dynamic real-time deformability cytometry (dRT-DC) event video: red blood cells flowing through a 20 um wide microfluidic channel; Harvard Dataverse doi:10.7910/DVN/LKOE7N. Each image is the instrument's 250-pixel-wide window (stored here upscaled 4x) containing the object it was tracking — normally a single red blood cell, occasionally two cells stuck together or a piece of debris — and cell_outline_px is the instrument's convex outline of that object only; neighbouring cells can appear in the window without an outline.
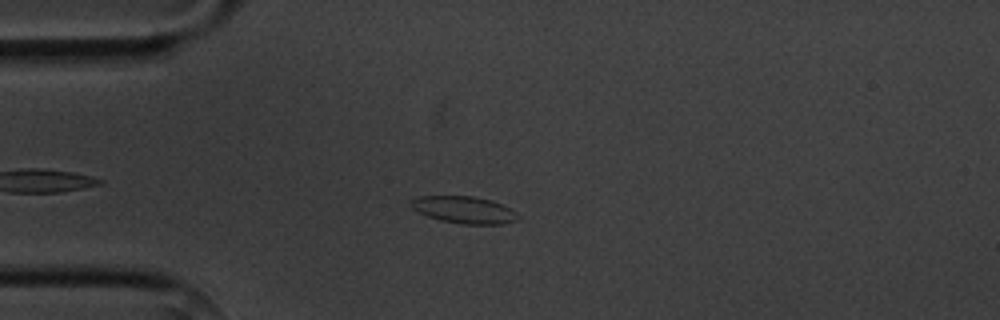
{"species": "common noctule bat (a hibernating species)", "species_latin": "Nyctalus noctula", "temperature_condition": "cold", "stored_images_in_passage": 12, "camera_frame_rate_fps": 3000, "um_per_image_px": 0.085, "animal": {"sex": "male", "body_mass_g": 20.1, "forearm_length_mm": 53.5}, "frame": {"image": 1, "passage_image": 2, "time_ms": 1.667, "image_size_px": [1000, 320], "cell_outline_px": [[520, 216], [516, 220], [500, 224], [464, 224], [440, 220], [428, 216], [412, 208], [408, 204], [408, 200], [416, 196], [472, 196], [488, 200], [500, 204], [516, 212]], "centroid_in_image_um": [39.37, 17.83], "position_along_channel_um": 45.6, "area_um2": 16.7}}
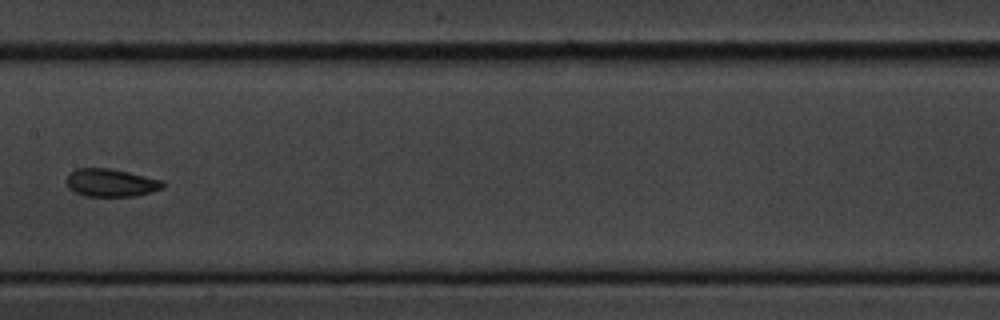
{"frame": {"image": 2, "passage_image": 6, "time_ms": 6.333, "image_size_px": [1000, 320], "cell_outline_px": [[164, 188], [136, 196], [84, 196], [68, 188], [68, 176], [76, 168], [112, 168], [164, 180]], "centroid_in_image_um": [9.48, 15.53], "position_along_channel_um": 197.9, "area_um2": 15.66}}
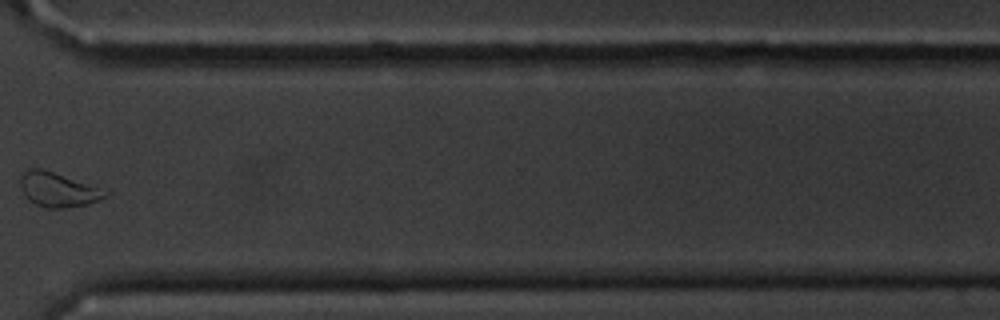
{"frame": {"image": 3, "passage_image": 10, "time_ms": 11.0, "image_size_px": [1000, 320], "cell_outline_px": [[112, 192], [108, 196], [88, 204], [64, 208], [44, 208], [28, 200], [20, 184], [20, 176], [28, 168], [40, 168]], "centroid_in_image_um": [4.93, 16.13], "position_along_channel_um": 365.7, "area_um2": 16.82}, "authors_computed_cell_mechanics": {"area_um2": 16.184, "velocity_mm_per_s": 3.5916, "shape_relaxation_time_tau1_ms": 3.0166, "shape_relaxation_time_tau2_ms": 5.3521, "deformation_change_tau1": 0.0934, "deformation_change_tau2": 0.075}}